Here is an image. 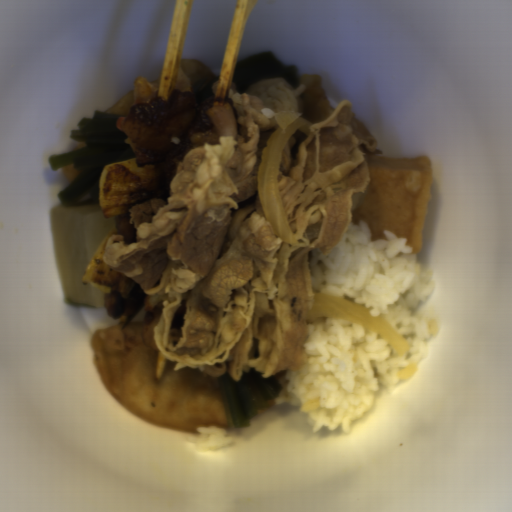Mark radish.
I'll return each instance as SVG.
<instances>
[{
	"label": "radish",
	"mask_w": 512,
	"mask_h": 512,
	"mask_svg": "<svg viewBox=\"0 0 512 512\" xmlns=\"http://www.w3.org/2000/svg\"><path fill=\"white\" fill-rule=\"evenodd\" d=\"M53 257L62 300L67 304L105 308V292L82 276L108 232L116 227L101 206L76 202L48 211Z\"/></svg>",
	"instance_id": "obj_1"
}]
</instances>
